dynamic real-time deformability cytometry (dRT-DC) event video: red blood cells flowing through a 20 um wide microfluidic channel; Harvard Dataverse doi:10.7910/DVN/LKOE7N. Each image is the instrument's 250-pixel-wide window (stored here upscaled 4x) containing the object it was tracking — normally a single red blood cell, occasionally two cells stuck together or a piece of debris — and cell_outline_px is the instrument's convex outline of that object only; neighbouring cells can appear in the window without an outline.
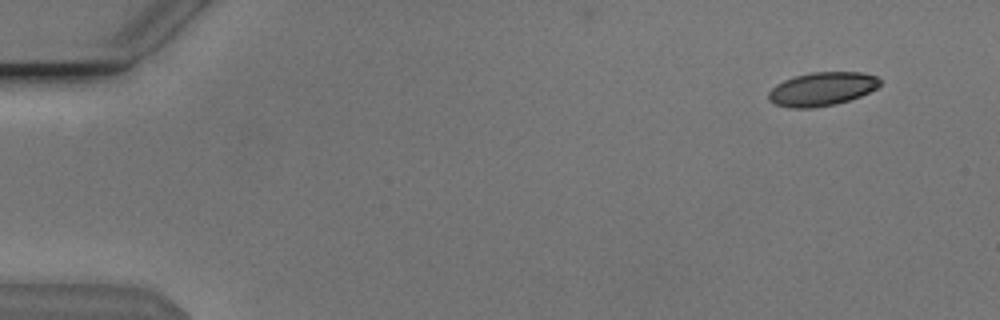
{"species": "Egyptian fruit bat (a non-hibernating species)", "species_latin": "Rousettus aegyptiacus", "temperature_condition": "cold", "stored_images_in_passage": 55, "camera_frame_rate_fps": 3000, "um_per_image_px": 0.085, "animal": {"sex": "male"}, "frame": {"image": 1, "passage_image": 5, "time_ms": 1.333, "image_size_px": [1000, 320], "cell_outline_px": [[880, 84], [876, 88], [860, 96], [836, 104], [812, 108], [792, 108], [776, 104], [768, 100], [768, 92], [776, 84], [784, 80], [796, 76], [812, 72], [860, 72], [876, 76], [880, 80]], "centroid_in_image_um": [69.85, 7.56], "position_along_channel_um": 15.2, "area_um2": 21.68}}
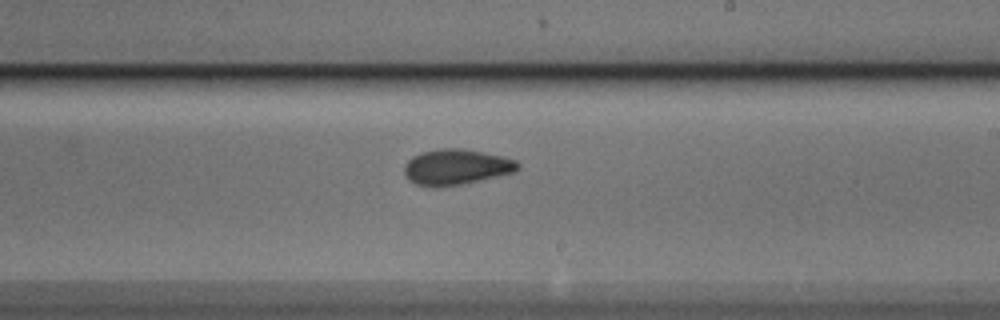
{"frame": {"image": 2, "passage_image": 33, "time_ms": 10.667, "image_size_px": [1000, 320], "cell_outline_px": [[520, 168], [512, 172], [460, 184], [416, 184], [408, 180], [404, 176], [404, 164], [412, 156], [420, 152], [440, 148], [464, 148], [504, 156], [516, 160], [520, 164]], "centroid_in_image_um": [38.77, 14.13], "position_along_channel_um": 250.2, "area_um2": 23.06}}
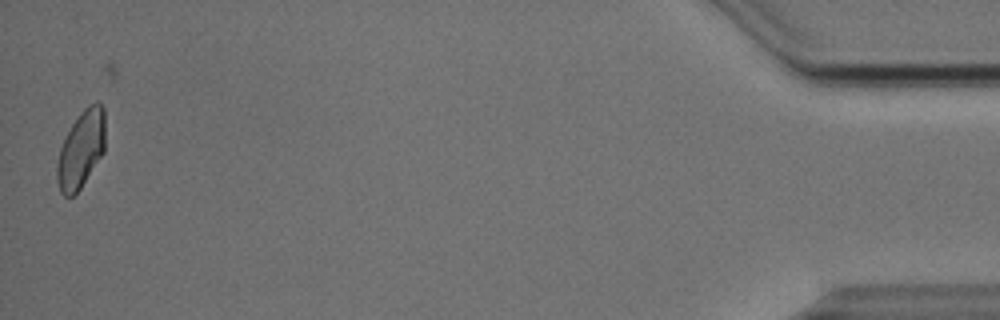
{"frame": {"image": 3, "passage_image": 54, "time_ms": 17.667, "image_size_px": [1000, 320], "cell_outline_px": [[104, 152], [80, 188], [72, 196], [64, 196], [60, 192], [56, 176], [56, 168], [60, 148], [72, 124], [80, 112], [88, 104], [96, 100], [104, 108]], "centroid_in_image_um": [6.89, 12.67], "position_along_channel_um": 428.3, "area_um2": 21.5}, "authors_computed_cell_mechanics": {"area_um2": 22.542, "velocity_mm_per_s": 3.8341, "shape_relaxation_time_tau1_ms": 3.1214, "shape_relaxation_time_tau2_ms": 1.8627, "deformation_change_tau1": 0.1163, "deformation_change_tau2": 0.0663}}